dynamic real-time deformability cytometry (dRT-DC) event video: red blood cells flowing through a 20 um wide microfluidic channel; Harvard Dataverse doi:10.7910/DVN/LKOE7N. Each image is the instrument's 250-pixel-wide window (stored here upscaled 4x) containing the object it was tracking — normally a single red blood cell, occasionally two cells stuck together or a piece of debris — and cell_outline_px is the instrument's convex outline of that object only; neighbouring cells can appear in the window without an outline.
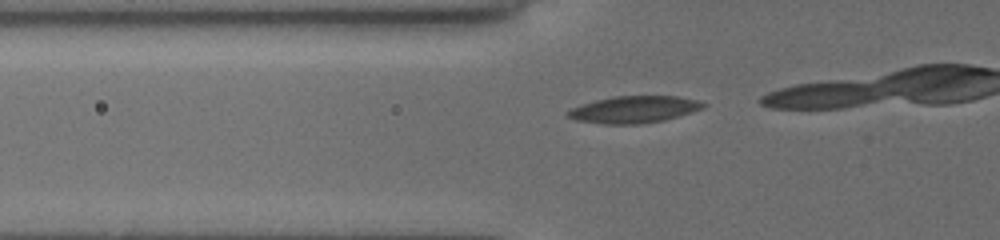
{"species": "common noctule bat (a hibernating species)", "species_latin": "Nyctalus noctula", "temperature_condition": "cold", "stored_images_in_passage": 21, "camera_frame_rate_fps": 3000, "um_per_image_px": 0.085, "animal": {"sex": "female", "body_mass_g": 19.5, "forearm_length_mm": 54.1}, "frame": {"image": 1, "passage_image": 16, "time_ms": 5.0, "image_size_px": [1000, 240], "cell_outline_px": [[708, 104], [704, 108], [692, 112], [664, 120], [640, 124], [604, 124], [576, 120], [564, 116], [564, 112], [580, 104], [612, 96], [676, 96], [696, 100]], "centroid_in_image_um": [53.85, 9.31], "position_along_channel_um": 72.0, "area_um2": 21.39}}
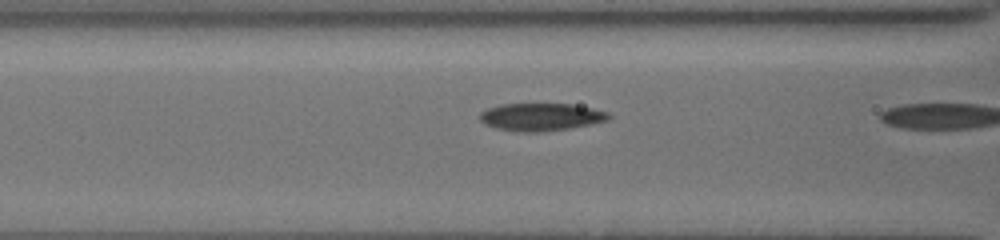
{"frame": {"image": 2, "passage_image": 20, "time_ms": 6.333, "image_size_px": [1000, 240], "cell_outline_px": [[612, 116], [608, 120], [568, 128], [540, 132], [520, 132], [496, 128], [484, 124], [480, 120], [480, 112], [488, 108], [500, 104], [572, 104], [592, 108], [608, 112]], "centroid_in_image_um": [45.96, 9.93], "position_along_channel_um": 120.6, "area_um2": 20.63}}